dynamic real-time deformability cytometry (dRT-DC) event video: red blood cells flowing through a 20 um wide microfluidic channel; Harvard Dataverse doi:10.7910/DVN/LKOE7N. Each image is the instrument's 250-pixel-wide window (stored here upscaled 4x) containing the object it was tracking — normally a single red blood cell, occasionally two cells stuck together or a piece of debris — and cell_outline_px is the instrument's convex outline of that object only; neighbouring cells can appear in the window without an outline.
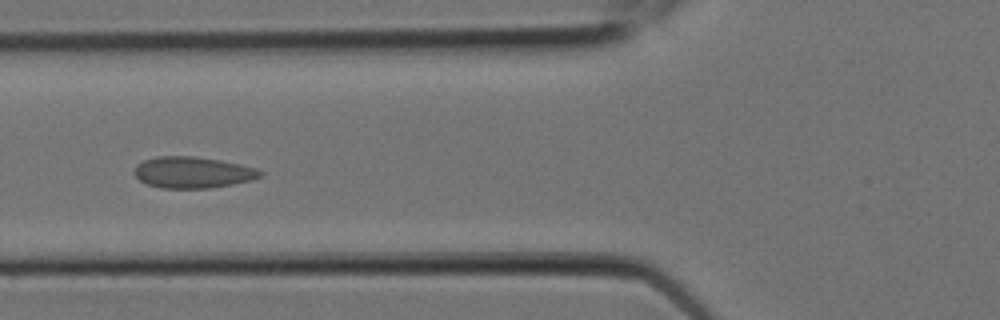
{"species": "Egyptian fruit bat (a non-hibernating species)", "species_latin": "Rousettus aegyptiacus", "temperature_condition": "room temperature", "stored_images_in_passage": 8, "camera_frame_rate_fps": 3000, "um_per_image_px": 0.085, "animal": {"sex": "female"}, "frame": {"image": 1, "passage_image": 6, "time_ms": 1.667, "image_size_px": [1000, 320], "cell_outline_px": [[264, 172], [260, 176], [252, 180], [232, 184], [208, 188], [160, 188], [148, 184], [140, 180], [132, 172], [136, 164], [144, 160], [156, 156], [192, 156], [220, 160], [240, 164], [256, 168]], "centroid_in_image_um": [16.35, 14.65], "position_along_channel_um": 109.4, "area_um2": 23.0}}
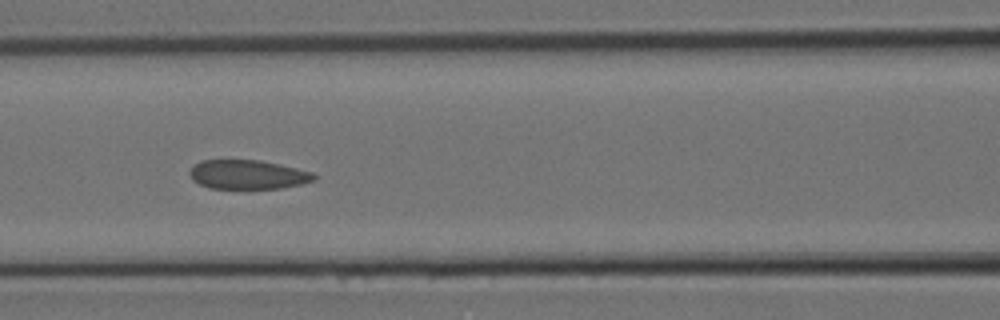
{"frame": {"image": 2, "passage_image": 7, "time_ms": 2.0, "image_size_px": [1000, 320], "cell_outline_px": [[316, 180], [300, 184], [280, 188], [208, 188], [192, 180], [188, 172], [200, 160], [260, 160], [280, 164], [312, 172], [316, 176]], "centroid_in_image_um": [21.05, 14.83], "position_along_channel_um": 145.5, "area_um2": 21.04}}
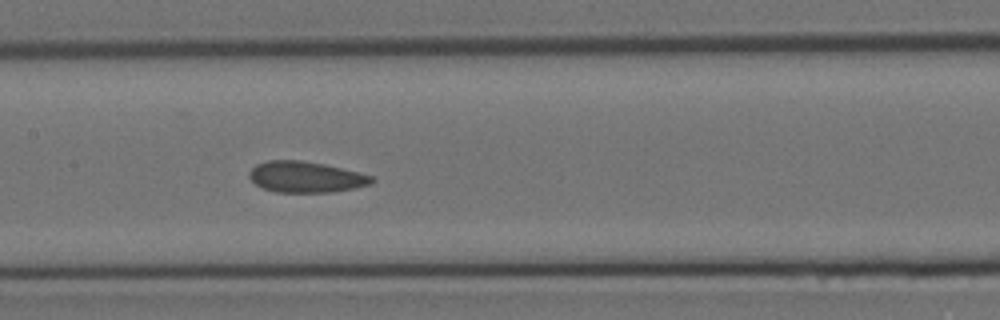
{"frame": {"image": 3, "passage_image": 8, "time_ms": 2.333, "image_size_px": [1000, 320], "cell_outline_px": [[376, 180], [372, 184], [332, 192], [276, 192], [264, 188], [256, 184], [248, 176], [248, 172], [256, 164], [268, 160], [300, 160], [324, 164], [372, 176]], "centroid_in_image_um": [25.97, 15.04], "position_along_channel_um": 181.4, "area_um2": 21.96}}